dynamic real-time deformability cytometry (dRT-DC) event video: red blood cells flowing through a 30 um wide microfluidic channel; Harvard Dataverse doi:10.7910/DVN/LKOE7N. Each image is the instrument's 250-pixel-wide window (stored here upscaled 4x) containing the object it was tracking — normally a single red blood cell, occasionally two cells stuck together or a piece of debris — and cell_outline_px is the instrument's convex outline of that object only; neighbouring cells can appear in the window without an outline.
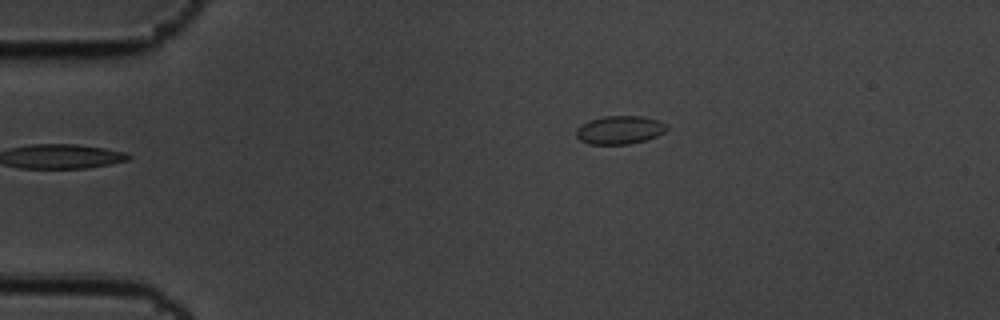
{"species": "common noctule bat (a hibernating species)", "species_latin": "Nyctalus noctula", "temperature_condition": "cold", "stored_images_in_passage": 5, "camera_frame_rate_fps": 3000, "um_per_image_px": 0.085, "animal": {"sex": "male", "body_mass_g": 19.5, "forearm_length_mm": 54.6}, "frame": {"image": 1, "passage_image": 5, "time_ms": 1.333, "image_size_px": [1000, 320], "cell_outline_px": [[668, 128], [664, 132], [656, 136], [644, 140], [628, 144], [588, 144], [580, 140], [576, 136], [576, 128], [580, 124], [588, 120], [604, 116], [640, 116], [656, 120], [668, 124]], "centroid_in_image_um": [52.63, 11.04], "position_along_channel_um": 32.4, "area_um2": 14.97}}